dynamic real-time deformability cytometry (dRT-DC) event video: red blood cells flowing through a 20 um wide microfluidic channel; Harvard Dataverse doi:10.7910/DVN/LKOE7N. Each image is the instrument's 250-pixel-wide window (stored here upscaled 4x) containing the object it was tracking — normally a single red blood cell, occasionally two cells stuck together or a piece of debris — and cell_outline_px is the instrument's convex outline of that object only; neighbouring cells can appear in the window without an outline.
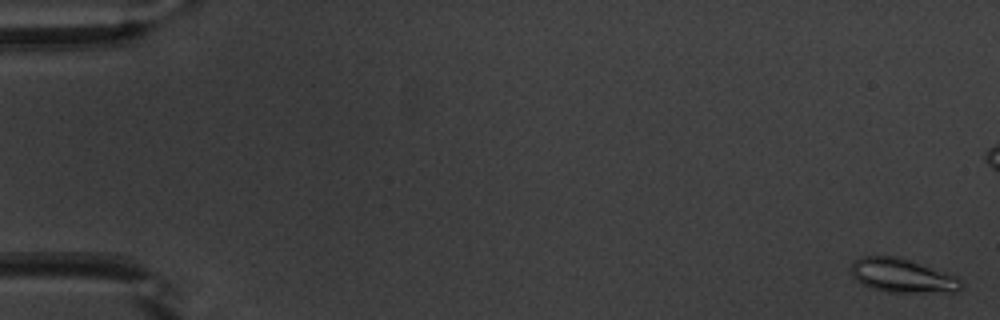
{"species": "common noctule bat (a hibernating species)", "species_latin": "Nyctalus noctula", "temperature_condition": "warm", "stored_images_in_passage": 53, "camera_frame_rate_fps": 3000, "um_per_image_px": 0.085, "animal": {"sex": "male", "body_mass_g": 20.1, "forearm_length_mm": 53.5}, "frame": {"image": 1, "passage_image": 1, "time_ms": 0.0, "image_size_px": [1000, 320], "cell_outline_px": [[964, 284], [956, 292], [884, 292], [872, 288], [856, 280], [852, 276], [852, 264], [860, 256], [900, 256], [956, 276]], "centroid_in_image_um": [76.7, 23.42], "position_along_channel_um": 8.3, "area_um2": 21.73}}
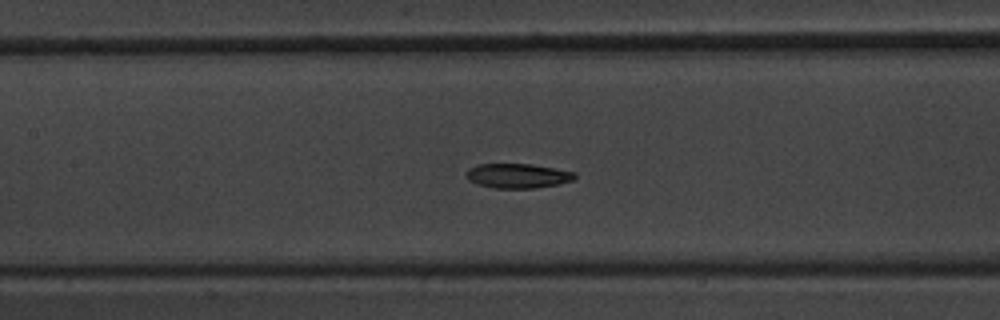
{"frame": {"image": 2, "passage_image": 25, "time_ms": 8.0, "image_size_px": [1000, 320], "cell_outline_px": [[576, 176], [572, 180], [560, 184], [536, 188], [496, 188], [480, 184], [468, 180], [464, 176], [464, 172], [468, 168], [476, 164], [532, 164], [576, 172]], "centroid_in_image_um": [43.98, 14.93], "position_along_channel_um": 163.4, "area_um2": 15.66}}
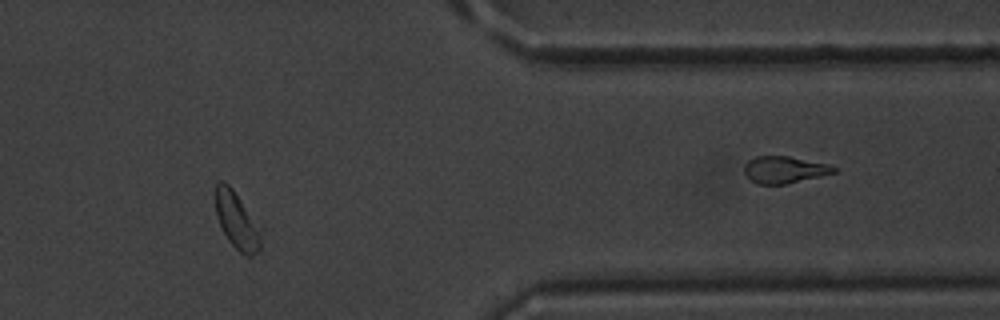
{"frame": {"image": 3, "passage_image": 44, "time_ms": 14.333, "image_size_px": [1000, 320], "cell_outline_px": [[264, 228], [260, 252], [252, 256], [244, 256], [228, 240], [216, 216], [212, 196], [212, 192], [216, 184], [220, 180], [224, 180], [232, 188], [264, 224]], "centroid_in_image_um": [20.19, 18.7], "position_along_channel_um": 391.2, "area_um2": 16.65}, "authors_computed_cell_mechanics": {"area_um2": 16.3574, "velocity_mm_per_s": 3.8997, "shape_relaxation_time_tau1_ms": 2.2998, "shape_relaxation_time_tau2_ms": 4.3107, "deformation_change_tau1": 0.1169, "deformation_change_tau2": 0.1133}}